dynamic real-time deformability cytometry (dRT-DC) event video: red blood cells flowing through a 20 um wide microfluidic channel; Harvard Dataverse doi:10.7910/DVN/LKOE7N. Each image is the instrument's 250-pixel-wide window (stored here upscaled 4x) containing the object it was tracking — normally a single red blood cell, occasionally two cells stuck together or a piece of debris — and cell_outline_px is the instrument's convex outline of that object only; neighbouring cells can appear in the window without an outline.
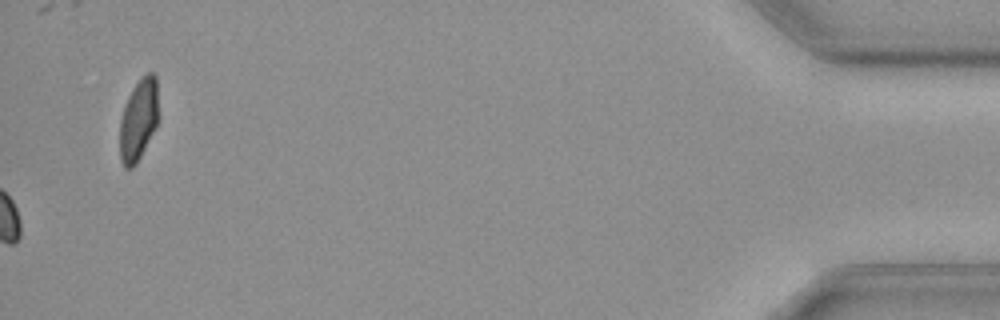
{"species": "common noctule bat (a hibernating species)", "species_latin": "Nyctalus noctula", "temperature_condition": "cold", "stored_images_in_passage": 60, "camera_frame_rate_fps": 3000, "um_per_image_px": 0.085, "animal": {"sex": "female", "body_mass_g": 19.3, "forearm_length_mm": 54.1}, "frame": {"image": 1, "passage_image": 60, "time_ms": 19.667, "image_size_px": [1000, 320], "cell_outline_px": [[160, 120], [136, 164], [132, 168], [124, 168], [120, 160], [120, 120], [128, 96], [132, 88], [140, 76], [148, 72], [152, 72], [156, 76], [160, 116]], "centroid_in_image_um": [11.81, 10.14], "position_along_channel_um": 423.4, "area_um2": 18.96}, "authors_computed_cell_mechanics": {"area_um2": 11.56, "velocity_mm_per_s": 3.5565, "shape_relaxation_time_tau1_ms": 2.2045, "shape_relaxation_time_tau2_ms": null, "deformation_change_tau1": 0.0297, "deformation_change_tau2": null}}